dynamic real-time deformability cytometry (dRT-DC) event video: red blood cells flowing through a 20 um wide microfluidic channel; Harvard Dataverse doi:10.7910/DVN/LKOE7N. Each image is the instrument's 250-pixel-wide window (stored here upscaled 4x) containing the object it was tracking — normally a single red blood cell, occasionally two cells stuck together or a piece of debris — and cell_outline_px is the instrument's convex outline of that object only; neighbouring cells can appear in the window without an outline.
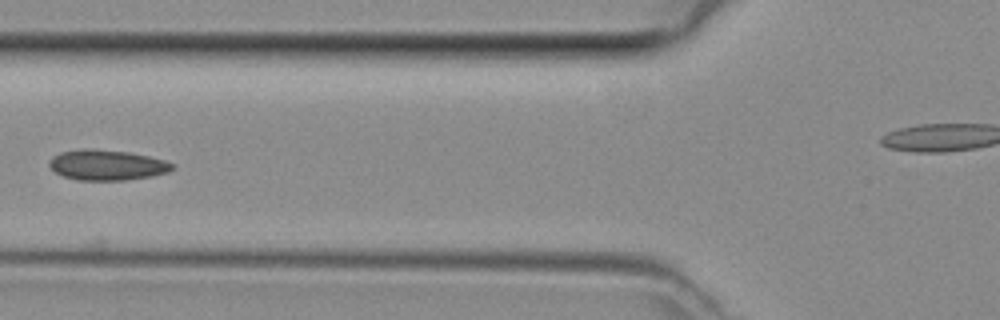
{"species": "common noctule bat (a hibernating species)", "species_latin": "Nyctalus noctula", "temperature_condition": "room temperature", "stored_images_in_passage": 7, "camera_frame_rate_fps": 3000, "um_per_image_px": 0.085, "animal": {"sex": "female", "body_mass_g": 29.2, "forearm_length_mm": 56.3}, "frame": {"image": 1, "passage_image": 6, "time_ms": 1.667, "image_size_px": [1000, 320], "cell_outline_px": [[176, 168], [168, 172], [152, 176], [124, 180], [76, 180], [64, 176], [56, 172], [48, 164], [52, 156], [60, 152], [80, 148], [92, 148], [128, 152], [148, 156], [164, 160], [176, 164]], "centroid_in_image_um": [9.11, 14.02], "position_along_channel_um": 116.7, "area_um2": 21.96}}
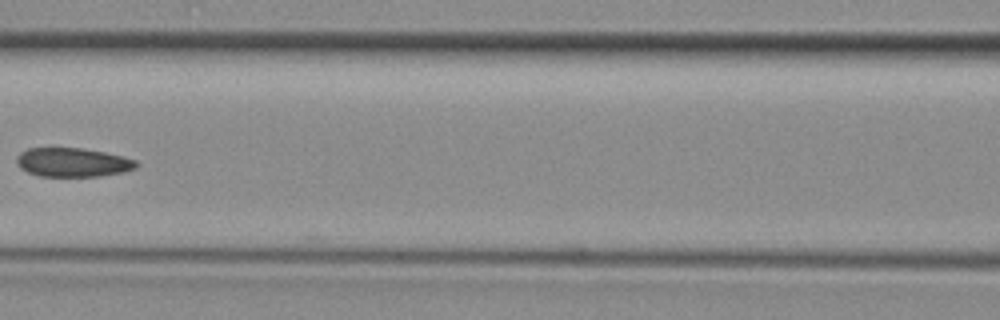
{"frame": {"image": 2, "passage_image": 7, "time_ms": 2.0, "image_size_px": [1000, 320], "cell_outline_px": [[140, 164], [136, 168], [124, 172], [100, 176], [40, 176], [28, 172], [20, 168], [16, 164], [16, 156], [20, 152], [28, 148], [80, 148], [104, 152], [124, 156], [136, 160]], "centroid_in_image_um": [6.19, 13.8], "position_along_channel_um": 160.4, "area_um2": 20.35}}